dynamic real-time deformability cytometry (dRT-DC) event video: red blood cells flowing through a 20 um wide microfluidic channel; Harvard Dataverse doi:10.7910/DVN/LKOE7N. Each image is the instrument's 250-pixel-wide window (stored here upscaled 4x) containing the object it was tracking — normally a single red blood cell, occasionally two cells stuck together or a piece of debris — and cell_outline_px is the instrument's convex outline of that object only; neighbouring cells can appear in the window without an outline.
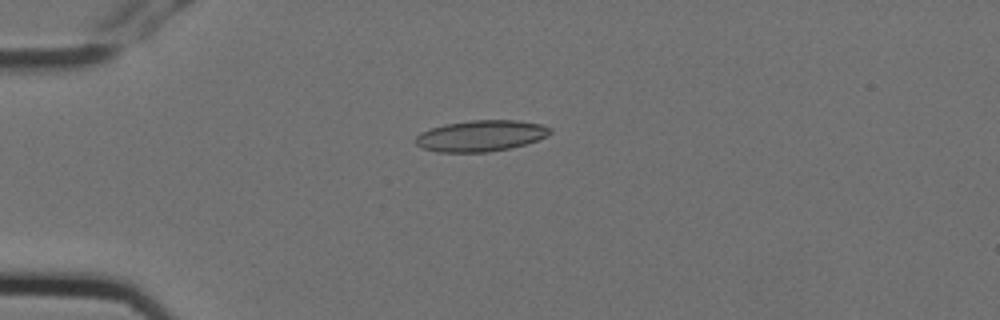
{"species": "Egyptian fruit bat (a non-hibernating species)", "species_latin": "Rousettus aegyptiacus", "temperature_condition": "cold", "stored_images_in_passage": 4, "camera_frame_rate_fps": 3000, "um_per_image_px": 0.085, "animal": {"sex": "female"}, "frame": {"image": 1, "passage_image": 4, "time_ms": 1.0, "image_size_px": [1000, 320], "cell_outline_px": [[552, 132], [536, 140], [524, 144], [508, 148], [488, 152], [436, 152], [420, 148], [416, 144], [416, 136], [420, 132], [444, 124], [468, 120], [516, 120], [540, 124], [552, 128]], "centroid_in_image_um": [40.82, 11.54], "position_along_channel_um": 44.2, "area_um2": 24.33}}